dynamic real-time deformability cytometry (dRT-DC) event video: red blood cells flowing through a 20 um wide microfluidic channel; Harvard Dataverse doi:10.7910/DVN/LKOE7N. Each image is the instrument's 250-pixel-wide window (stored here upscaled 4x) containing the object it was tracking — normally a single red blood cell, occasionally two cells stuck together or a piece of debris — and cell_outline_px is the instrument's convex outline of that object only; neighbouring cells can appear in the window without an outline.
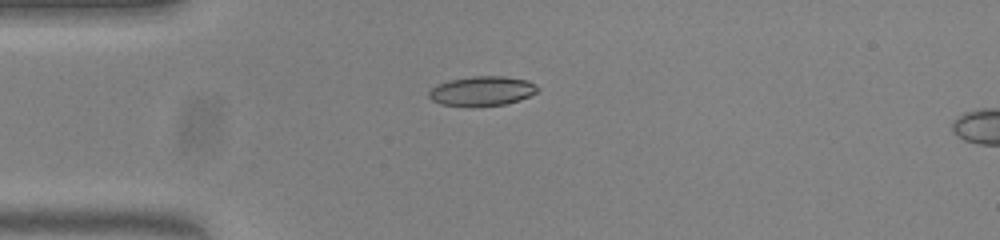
{"species": "common noctule bat (a hibernating species)", "species_latin": "Nyctalus noctula", "temperature_condition": "warm", "stored_images_in_passage": 4, "camera_frame_rate_fps": 3000, "um_per_image_px": 0.085, "animal": {"sex": "female", "body_mass_g": 23.0, "forearm_length_mm": 53.4}, "frame": {"image": 1, "passage_image": 1, "time_ms": 0.0, "image_size_px": [1000, 240], "cell_outline_px": [[540, 88], [536, 92], [520, 100], [504, 104], [440, 104], [432, 100], [428, 96], [428, 92], [436, 84], [448, 80], [472, 76], [504, 76], [528, 80]], "centroid_in_image_um": [40.97, 7.69], "position_along_channel_um": 44.0, "area_um2": 18.21}}